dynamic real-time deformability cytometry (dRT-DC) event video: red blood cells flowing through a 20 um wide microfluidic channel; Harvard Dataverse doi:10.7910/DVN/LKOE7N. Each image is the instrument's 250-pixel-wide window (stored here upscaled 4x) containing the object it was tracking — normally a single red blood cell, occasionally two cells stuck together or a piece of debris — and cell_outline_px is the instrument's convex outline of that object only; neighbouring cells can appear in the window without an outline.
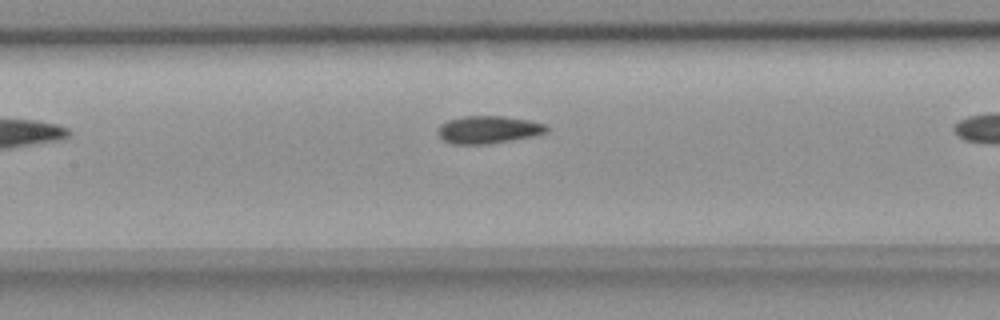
{"species": "common noctule bat (a hibernating species)", "species_latin": "Nyctalus noctula", "temperature_condition": "room temperature", "stored_images_in_passage": 8, "camera_frame_rate_fps": 3000, "um_per_image_px": 0.085, "animal": {"sex": "female", "body_mass_g": 18.4}, "frame": {"image": 1, "passage_image": 6, "time_ms": 1.667, "image_size_px": [1000, 320], "cell_outline_px": [[548, 132], [536, 136], [488, 144], [452, 144], [444, 140], [436, 132], [436, 128], [440, 124], [448, 120], [464, 116], [504, 116], [528, 120], [548, 124]], "centroid_in_image_um": [41.52, 11.02], "position_along_channel_um": 165.9, "area_um2": 17.74}}